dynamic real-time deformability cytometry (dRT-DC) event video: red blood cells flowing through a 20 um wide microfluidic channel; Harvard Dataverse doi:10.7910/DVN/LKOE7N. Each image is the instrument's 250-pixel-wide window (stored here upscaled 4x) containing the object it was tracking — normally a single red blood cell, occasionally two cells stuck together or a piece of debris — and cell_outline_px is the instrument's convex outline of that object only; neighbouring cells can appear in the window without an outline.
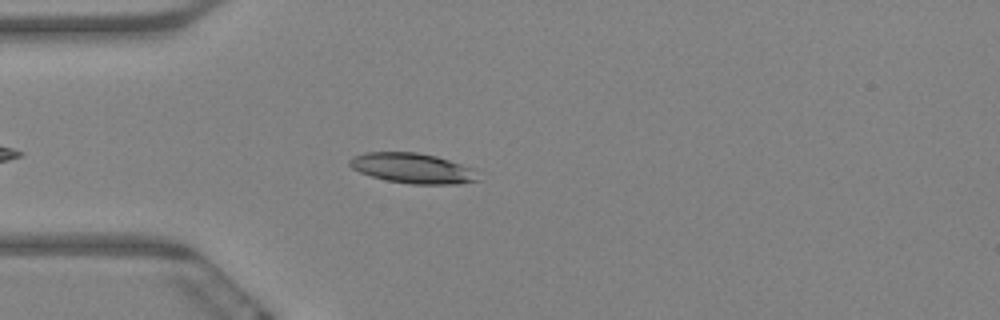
{"species": "Egyptian fruit bat (a non-hibernating species)", "species_latin": "Rousettus aegyptiacus", "temperature_condition": "warm", "stored_images_in_passage": 50, "camera_frame_rate_fps": 3000, "um_per_image_px": 0.085, "animal": {"sex": "female"}, "frame": {"image": 1, "passage_image": 9, "time_ms": 2.667, "image_size_px": [1000, 320], "cell_outline_px": [[480, 180], [460, 184], [412, 184], [388, 180], [372, 176], [360, 172], [352, 168], [348, 164], [348, 160], [352, 156], [364, 152], [416, 152], [436, 156], [472, 168]], "centroid_in_image_um": [35.04, 14.29], "position_along_channel_um": 50.0, "area_um2": 22.48}}
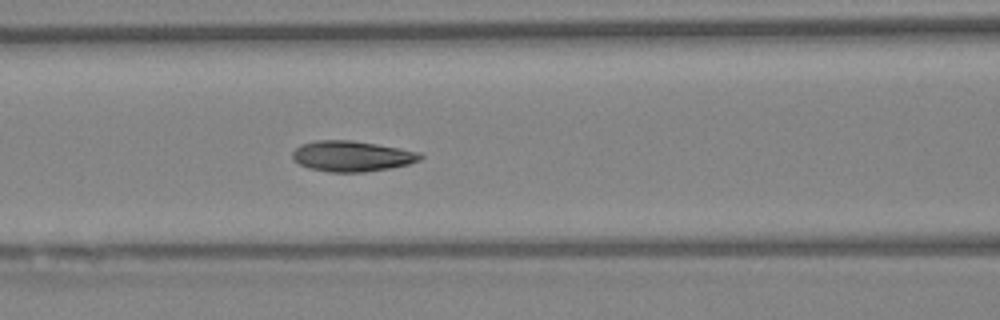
{"frame": {"image": 2, "passage_image": 18, "time_ms": 5.667, "image_size_px": [1000, 320], "cell_outline_px": [[424, 156], [420, 160], [408, 164], [392, 168], [364, 172], [328, 172], [308, 168], [300, 164], [292, 156], [292, 152], [300, 144], [316, 140], [352, 140], [400, 148], [420, 152]], "centroid_in_image_um": [29.92, 13.27], "position_along_channel_um": 136.7, "area_um2": 22.89}}
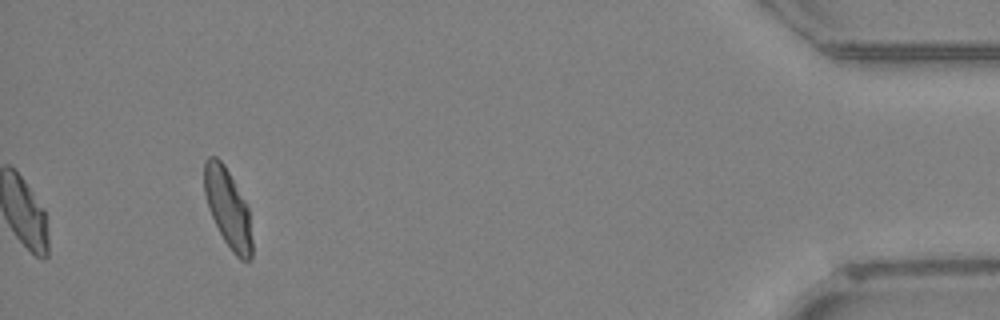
{"frame": {"image": 3, "passage_image": 50, "time_ms": 16.333, "image_size_px": [1000, 320], "cell_outline_px": [[252, 256], [248, 260], [240, 260], [232, 252], [224, 240], [208, 208], [204, 192], [204, 160], [208, 156], [216, 156], [224, 164], [244, 200], [248, 208], [252, 240]], "centroid_in_image_um": [19.36, 17.68], "position_along_channel_um": 415.8, "area_um2": 21.68}, "authors_computed_cell_mechanics": {"area_um2": 22.1663, "velocity_mm_per_s": 3.264, "shape_relaxation_time_tau1_ms": 6.4145, "shape_relaxation_time_tau2_ms": 1.5621, "deformation_change_tau1": 0.1722, "deformation_change_tau2": 0.032}}